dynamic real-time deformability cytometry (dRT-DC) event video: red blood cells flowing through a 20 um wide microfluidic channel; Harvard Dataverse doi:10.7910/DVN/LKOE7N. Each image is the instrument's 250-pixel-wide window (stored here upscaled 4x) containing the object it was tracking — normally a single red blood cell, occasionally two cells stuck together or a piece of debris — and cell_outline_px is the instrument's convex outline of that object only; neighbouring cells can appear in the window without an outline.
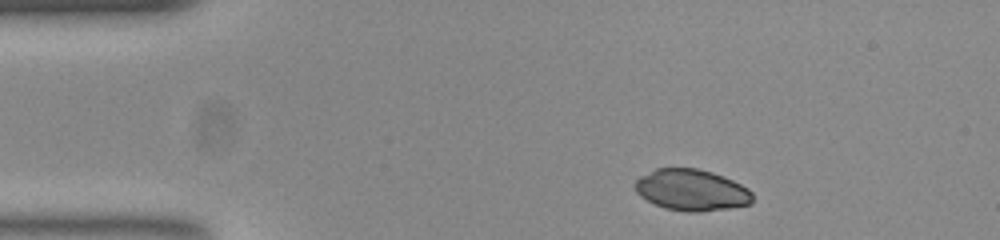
{"species": "common noctule bat (a hibernating species)", "species_latin": "Nyctalus noctula", "temperature_condition": "room temperature", "stored_images_in_passage": 45, "camera_frame_rate_fps": 3000, "um_per_image_px": 0.085, "animal": {"sex": "female", "body_mass_g": 23.0, "forearm_length_mm": 53.4}, "frame": {"image": 1, "passage_image": 1, "time_ms": 0.0, "image_size_px": [1000, 240], "cell_outline_px": [[752, 200], [748, 204], [728, 208], [696, 212], [688, 212], [664, 208], [640, 196], [636, 192], [636, 180], [640, 176], [656, 168], [696, 168], [712, 172], [724, 176], [748, 188], [752, 192]], "centroid_in_image_um": [58.77, 16.14], "position_along_channel_um": 26.2, "area_um2": 28.09}}
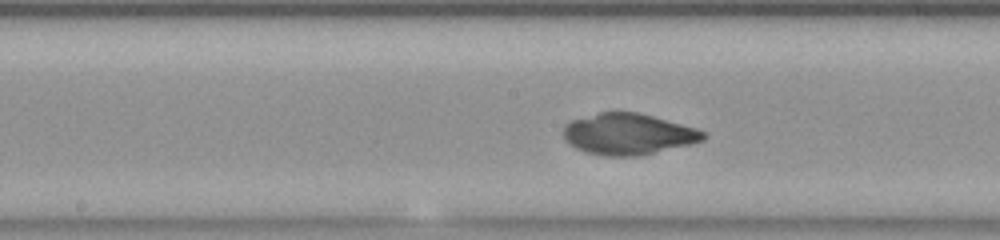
{"frame": {"image": 2, "passage_image": 19, "time_ms": 6.0, "image_size_px": [1000, 240], "cell_outline_px": [[708, 136], [704, 140], [644, 156], [604, 156], [584, 152], [576, 148], [564, 136], [564, 124], [572, 120], [600, 112], [636, 112], [652, 116], [696, 128], [704, 132]], "centroid_in_image_um": [53.42, 11.41], "position_along_channel_um": 194.8, "area_um2": 33.47}}
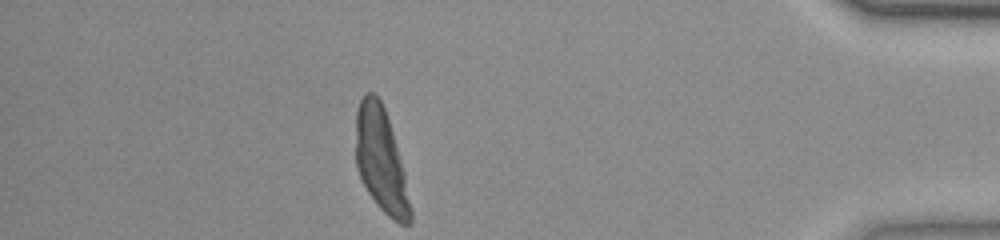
{"frame": {"image": 3, "passage_image": 39, "time_ms": 12.667, "image_size_px": [1000, 240], "cell_outline_px": [[412, 224], [400, 224], [392, 220], [376, 204], [368, 192], [356, 168], [356, 108], [360, 100], [368, 92], [372, 92], [380, 100], [384, 108], [392, 132], [404, 176], [412, 208]], "centroid_in_image_um": [32.37, 13.66], "position_along_channel_um": 402.8, "area_um2": 32.66}}